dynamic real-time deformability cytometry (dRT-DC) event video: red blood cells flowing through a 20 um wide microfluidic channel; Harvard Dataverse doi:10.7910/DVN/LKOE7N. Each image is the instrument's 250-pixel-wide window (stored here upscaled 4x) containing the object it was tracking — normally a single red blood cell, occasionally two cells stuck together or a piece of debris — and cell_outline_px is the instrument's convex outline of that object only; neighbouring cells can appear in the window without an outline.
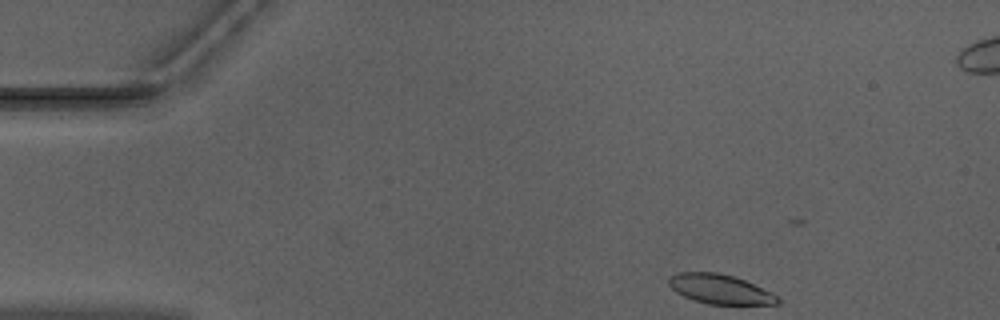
{"species": "Egyptian fruit bat (a non-hibernating species)", "species_latin": "Rousettus aegyptiacus", "temperature_condition": "warm", "stored_images_in_passage": 18, "camera_frame_rate_fps": 3000, "um_per_image_px": 0.085, "animal": {"sex": "male"}, "frame": {"image": 1, "passage_image": 1, "time_ms": 0.0, "image_size_px": [1000, 320], "cell_outline_px": [[780, 304], [708, 304], [692, 300], [676, 292], [668, 284], [668, 276], [676, 272], [716, 272], [732, 276], [744, 280], [772, 292], [780, 296]], "centroid_in_image_um": [61.19, 24.57], "position_along_channel_um": 23.8, "area_um2": 18.84}}
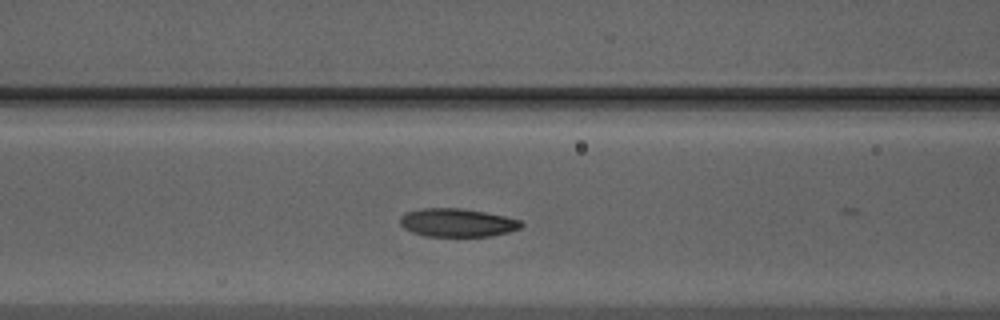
{"frame": {"image": 2, "passage_image": 15, "time_ms": 4.667, "image_size_px": [1000, 320], "cell_outline_px": [[524, 224], [520, 228], [508, 232], [492, 236], [424, 236], [412, 232], [404, 228], [400, 224], [400, 216], [408, 212], [420, 208], [460, 208], [484, 212], [504, 216], [520, 220]], "centroid_in_image_um": [38.86, 18.93], "position_along_channel_um": 127.7, "area_um2": 19.94}}